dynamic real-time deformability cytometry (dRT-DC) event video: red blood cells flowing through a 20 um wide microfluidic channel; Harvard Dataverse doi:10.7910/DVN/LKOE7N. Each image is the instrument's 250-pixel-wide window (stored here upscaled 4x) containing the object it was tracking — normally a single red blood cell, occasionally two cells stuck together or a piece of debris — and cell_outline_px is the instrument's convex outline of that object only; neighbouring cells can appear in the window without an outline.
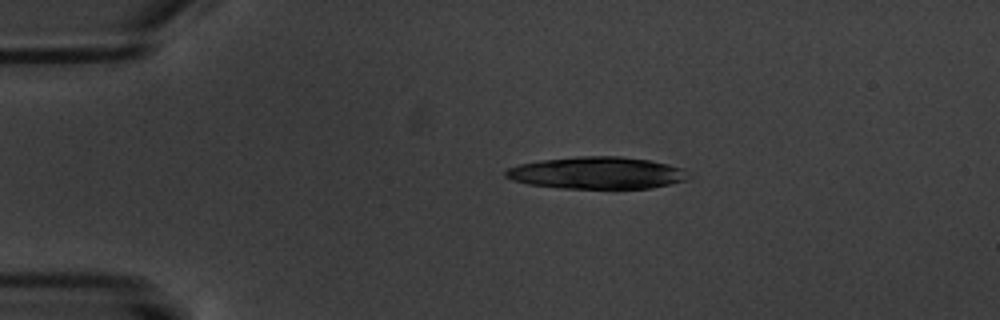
{"species": "common noctule bat (a hibernating species)", "species_latin": "Nyctalus noctula", "temperature_condition": "warm", "stored_images_in_passage": 3, "camera_frame_rate_fps": 3000, "um_per_image_px": 0.085, "animal": {"sex": "male", "body_mass_g": 20.1, "forearm_length_mm": 53.5}, "frame": {"image": 1, "passage_image": 1, "time_ms": 0.0, "image_size_px": [1000, 320], "cell_outline_px": [[684, 180], [652, 188], [560, 188], [528, 184], [512, 180], [504, 176], [504, 172], [508, 168], [520, 164], [540, 160], [576, 156], [620, 156], [652, 160], [684, 168]], "centroid_in_image_um": [50.68, 14.68], "position_along_channel_um": 34.3, "area_um2": 33.99}}